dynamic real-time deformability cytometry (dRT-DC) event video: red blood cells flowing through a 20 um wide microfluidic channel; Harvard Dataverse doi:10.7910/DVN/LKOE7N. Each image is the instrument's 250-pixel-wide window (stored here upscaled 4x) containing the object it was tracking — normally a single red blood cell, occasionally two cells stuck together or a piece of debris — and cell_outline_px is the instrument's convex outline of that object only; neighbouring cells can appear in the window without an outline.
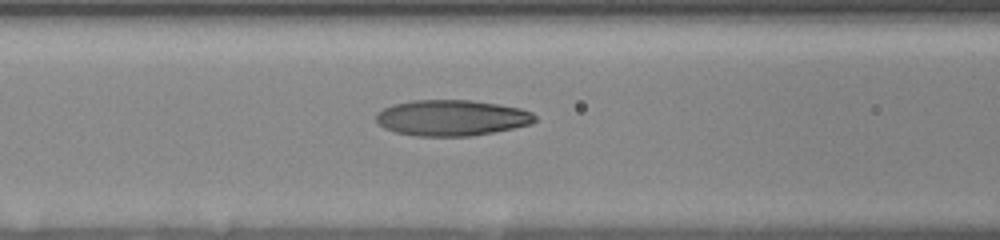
{"species": "human", "species_latin": "Homo sapiens", "temperature_condition": "room temperature", "stored_images_in_passage": 21, "camera_frame_rate_fps": 3000, "um_per_image_px": 0.085, "donor": {"sex": "female"}, "frame": {"image": 1, "passage_image": 5, "time_ms": 1.333, "image_size_px": [1000, 240], "cell_outline_px": [[536, 120], [532, 124], [472, 136], [416, 136], [396, 132], [384, 128], [376, 120], [376, 112], [392, 104], [412, 100], [472, 100], [520, 108], [532, 112], [536, 116]], "centroid_in_image_um": [38.38, 10.01], "position_along_channel_um": 128.2, "area_um2": 33.23}}
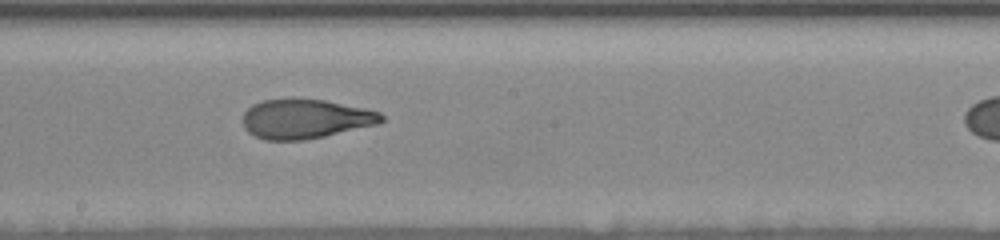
{"frame": {"image": 2, "passage_image": 12, "time_ms": 4.0, "image_size_px": [1000, 240], "cell_outline_px": [[384, 120], [380, 124], [324, 136], [304, 140], [264, 140], [248, 132], [244, 128], [244, 112], [252, 104], [264, 100], [324, 100], [364, 108], [380, 112], [384, 116]], "centroid_in_image_um": [25.98, 10.12], "position_along_channel_um": 222.2, "area_um2": 31.5}}
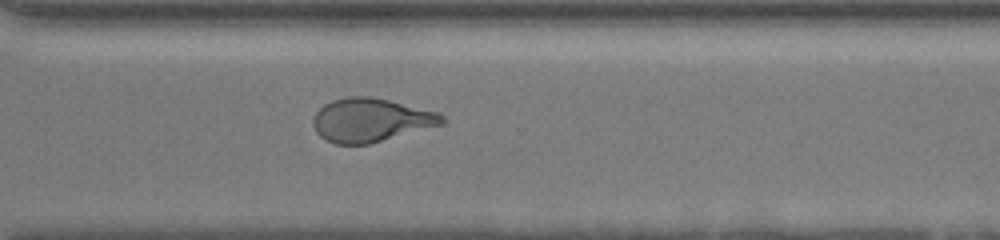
{"frame": {"image": 3, "passage_image": 20, "time_ms": 7.333, "image_size_px": [1000, 240], "cell_outline_px": [[444, 124], [368, 144], [336, 144], [324, 140], [316, 132], [312, 124], [312, 120], [316, 112], [324, 104], [332, 100], [348, 96], [372, 96], [436, 112], [444, 116]], "centroid_in_image_um": [31.47, 10.21], "position_along_channel_um": 339.1, "area_um2": 32.6}}